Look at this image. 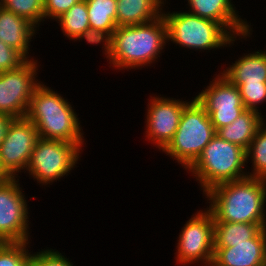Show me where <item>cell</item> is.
I'll return each instance as SVG.
<instances>
[{"label":"cell","instance_id":"19","mask_svg":"<svg viewBox=\"0 0 266 266\" xmlns=\"http://www.w3.org/2000/svg\"><path fill=\"white\" fill-rule=\"evenodd\" d=\"M55 22L61 28L65 39L67 38L73 42L85 40L88 44H92V46L101 44L91 34L87 3L85 0H79L68 11L59 16Z\"/></svg>","mask_w":266,"mask_h":266},{"label":"cell","instance_id":"9","mask_svg":"<svg viewBox=\"0 0 266 266\" xmlns=\"http://www.w3.org/2000/svg\"><path fill=\"white\" fill-rule=\"evenodd\" d=\"M20 179L0 181V243L31 242L29 201Z\"/></svg>","mask_w":266,"mask_h":266},{"label":"cell","instance_id":"30","mask_svg":"<svg viewBox=\"0 0 266 266\" xmlns=\"http://www.w3.org/2000/svg\"><path fill=\"white\" fill-rule=\"evenodd\" d=\"M14 118L9 115L0 113V144L5 137L8 125Z\"/></svg>","mask_w":266,"mask_h":266},{"label":"cell","instance_id":"15","mask_svg":"<svg viewBox=\"0 0 266 266\" xmlns=\"http://www.w3.org/2000/svg\"><path fill=\"white\" fill-rule=\"evenodd\" d=\"M211 266H266V228L246 243L214 248Z\"/></svg>","mask_w":266,"mask_h":266},{"label":"cell","instance_id":"10","mask_svg":"<svg viewBox=\"0 0 266 266\" xmlns=\"http://www.w3.org/2000/svg\"><path fill=\"white\" fill-rule=\"evenodd\" d=\"M39 58L28 60L20 68L0 73V113L13 118L26 117L30 99L42 83Z\"/></svg>","mask_w":266,"mask_h":266},{"label":"cell","instance_id":"5","mask_svg":"<svg viewBox=\"0 0 266 266\" xmlns=\"http://www.w3.org/2000/svg\"><path fill=\"white\" fill-rule=\"evenodd\" d=\"M246 165V150L215 134L186 172L205 194L218 184L248 177Z\"/></svg>","mask_w":266,"mask_h":266},{"label":"cell","instance_id":"4","mask_svg":"<svg viewBox=\"0 0 266 266\" xmlns=\"http://www.w3.org/2000/svg\"><path fill=\"white\" fill-rule=\"evenodd\" d=\"M166 7V8H165ZM167 5L163 8V17L167 24L168 45L173 43L179 48L196 52H211L234 46L238 40L241 42L252 38V31L233 37L220 23L201 18L186 10L167 11ZM208 50V51H207Z\"/></svg>","mask_w":266,"mask_h":266},{"label":"cell","instance_id":"8","mask_svg":"<svg viewBox=\"0 0 266 266\" xmlns=\"http://www.w3.org/2000/svg\"><path fill=\"white\" fill-rule=\"evenodd\" d=\"M177 237L174 253L176 264L211 266L214 257V217L207 208L197 209L181 227Z\"/></svg>","mask_w":266,"mask_h":266},{"label":"cell","instance_id":"24","mask_svg":"<svg viewBox=\"0 0 266 266\" xmlns=\"http://www.w3.org/2000/svg\"><path fill=\"white\" fill-rule=\"evenodd\" d=\"M0 6L25 18L38 29L44 26V0H0Z\"/></svg>","mask_w":266,"mask_h":266},{"label":"cell","instance_id":"20","mask_svg":"<svg viewBox=\"0 0 266 266\" xmlns=\"http://www.w3.org/2000/svg\"><path fill=\"white\" fill-rule=\"evenodd\" d=\"M91 34L103 45L118 27L117 0H85Z\"/></svg>","mask_w":266,"mask_h":266},{"label":"cell","instance_id":"2","mask_svg":"<svg viewBox=\"0 0 266 266\" xmlns=\"http://www.w3.org/2000/svg\"><path fill=\"white\" fill-rule=\"evenodd\" d=\"M214 222L266 224V179L245 177L203 194Z\"/></svg>","mask_w":266,"mask_h":266},{"label":"cell","instance_id":"29","mask_svg":"<svg viewBox=\"0 0 266 266\" xmlns=\"http://www.w3.org/2000/svg\"><path fill=\"white\" fill-rule=\"evenodd\" d=\"M78 1L79 0H44L45 23L48 19H50L51 22H54Z\"/></svg>","mask_w":266,"mask_h":266},{"label":"cell","instance_id":"1","mask_svg":"<svg viewBox=\"0 0 266 266\" xmlns=\"http://www.w3.org/2000/svg\"><path fill=\"white\" fill-rule=\"evenodd\" d=\"M166 46L167 24L162 15L148 23L117 27L101 49L112 70L125 72L153 67Z\"/></svg>","mask_w":266,"mask_h":266},{"label":"cell","instance_id":"22","mask_svg":"<svg viewBox=\"0 0 266 266\" xmlns=\"http://www.w3.org/2000/svg\"><path fill=\"white\" fill-rule=\"evenodd\" d=\"M266 224L214 222V248H229L232 244L253 239Z\"/></svg>","mask_w":266,"mask_h":266},{"label":"cell","instance_id":"21","mask_svg":"<svg viewBox=\"0 0 266 266\" xmlns=\"http://www.w3.org/2000/svg\"><path fill=\"white\" fill-rule=\"evenodd\" d=\"M264 117L256 111L246 109L230 125L218 129L216 134L223 140L247 150L257 130L266 121Z\"/></svg>","mask_w":266,"mask_h":266},{"label":"cell","instance_id":"23","mask_svg":"<svg viewBox=\"0 0 266 266\" xmlns=\"http://www.w3.org/2000/svg\"><path fill=\"white\" fill-rule=\"evenodd\" d=\"M249 162L252 164L251 169L246 165L248 177L266 179V121L257 130L246 150V164Z\"/></svg>","mask_w":266,"mask_h":266},{"label":"cell","instance_id":"17","mask_svg":"<svg viewBox=\"0 0 266 266\" xmlns=\"http://www.w3.org/2000/svg\"><path fill=\"white\" fill-rule=\"evenodd\" d=\"M250 52V53H249ZM235 62V63H234ZM231 64L221 65L219 72L231 83L239 87L241 84H260L266 82V49L247 51ZM225 66V69H224Z\"/></svg>","mask_w":266,"mask_h":266},{"label":"cell","instance_id":"28","mask_svg":"<svg viewBox=\"0 0 266 266\" xmlns=\"http://www.w3.org/2000/svg\"><path fill=\"white\" fill-rule=\"evenodd\" d=\"M27 61L21 52L0 40V73L20 68Z\"/></svg>","mask_w":266,"mask_h":266},{"label":"cell","instance_id":"26","mask_svg":"<svg viewBox=\"0 0 266 266\" xmlns=\"http://www.w3.org/2000/svg\"><path fill=\"white\" fill-rule=\"evenodd\" d=\"M238 88L245 108L262 114L259 108H263L260 106L266 102V82L241 84Z\"/></svg>","mask_w":266,"mask_h":266},{"label":"cell","instance_id":"25","mask_svg":"<svg viewBox=\"0 0 266 266\" xmlns=\"http://www.w3.org/2000/svg\"><path fill=\"white\" fill-rule=\"evenodd\" d=\"M30 243H0V266H31L32 251Z\"/></svg>","mask_w":266,"mask_h":266},{"label":"cell","instance_id":"3","mask_svg":"<svg viewBox=\"0 0 266 266\" xmlns=\"http://www.w3.org/2000/svg\"><path fill=\"white\" fill-rule=\"evenodd\" d=\"M68 100L43 80L30 99L26 118L35 125L39 138L75 143L84 150L85 132L79 114Z\"/></svg>","mask_w":266,"mask_h":266},{"label":"cell","instance_id":"11","mask_svg":"<svg viewBox=\"0 0 266 266\" xmlns=\"http://www.w3.org/2000/svg\"><path fill=\"white\" fill-rule=\"evenodd\" d=\"M151 94L145 112L144 127L145 141H148L162 152L172 141L179 125L184 107L190 102L189 98L183 100ZM147 138V139H146Z\"/></svg>","mask_w":266,"mask_h":266},{"label":"cell","instance_id":"16","mask_svg":"<svg viewBox=\"0 0 266 266\" xmlns=\"http://www.w3.org/2000/svg\"><path fill=\"white\" fill-rule=\"evenodd\" d=\"M38 31L40 30L25 18L0 6V40L21 52L28 60L36 59L30 51Z\"/></svg>","mask_w":266,"mask_h":266},{"label":"cell","instance_id":"18","mask_svg":"<svg viewBox=\"0 0 266 266\" xmlns=\"http://www.w3.org/2000/svg\"><path fill=\"white\" fill-rule=\"evenodd\" d=\"M167 0H117V26H130L151 22L163 15Z\"/></svg>","mask_w":266,"mask_h":266},{"label":"cell","instance_id":"14","mask_svg":"<svg viewBox=\"0 0 266 266\" xmlns=\"http://www.w3.org/2000/svg\"><path fill=\"white\" fill-rule=\"evenodd\" d=\"M185 1L187 2L185 9H188L186 11L201 18L220 23L233 37H238L252 31L253 25L246 18L243 19L242 15H239L233 0Z\"/></svg>","mask_w":266,"mask_h":266},{"label":"cell","instance_id":"13","mask_svg":"<svg viewBox=\"0 0 266 266\" xmlns=\"http://www.w3.org/2000/svg\"><path fill=\"white\" fill-rule=\"evenodd\" d=\"M195 98L204 106L215 131L230 125L246 108L243 105L239 88L219 71Z\"/></svg>","mask_w":266,"mask_h":266},{"label":"cell","instance_id":"6","mask_svg":"<svg viewBox=\"0 0 266 266\" xmlns=\"http://www.w3.org/2000/svg\"><path fill=\"white\" fill-rule=\"evenodd\" d=\"M215 134L206 109L194 96L184 107L176 133L162 153L186 171Z\"/></svg>","mask_w":266,"mask_h":266},{"label":"cell","instance_id":"31","mask_svg":"<svg viewBox=\"0 0 266 266\" xmlns=\"http://www.w3.org/2000/svg\"><path fill=\"white\" fill-rule=\"evenodd\" d=\"M7 177L2 173L1 169H0V181L6 180Z\"/></svg>","mask_w":266,"mask_h":266},{"label":"cell","instance_id":"7","mask_svg":"<svg viewBox=\"0 0 266 266\" xmlns=\"http://www.w3.org/2000/svg\"><path fill=\"white\" fill-rule=\"evenodd\" d=\"M81 150L75 143L63 140L39 138L32 151L30 161L25 170L29 179L37 181L38 185L49 187L54 182L61 181L79 167L82 156Z\"/></svg>","mask_w":266,"mask_h":266},{"label":"cell","instance_id":"12","mask_svg":"<svg viewBox=\"0 0 266 266\" xmlns=\"http://www.w3.org/2000/svg\"><path fill=\"white\" fill-rule=\"evenodd\" d=\"M39 139L35 125L26 117L14 118L0 144V169L7 178H21Z\"/></svg>","mask_w":266,"mask_h":266},{"label":"cell","instance_id":"27","mask_svg":"<svg viewBox=\"0 0 266 266\" xmlns=\"http://www.w3.org/2000/svg\"><path fill=\"white\" fill-rule=\"evenodd\" d=\"M64 254L56 248H41L36 252L32 250L31 266H76L71 261L72 259L67 258Z\"/></svg>","mask_w":266,"mask_h":266}]
</instances>
